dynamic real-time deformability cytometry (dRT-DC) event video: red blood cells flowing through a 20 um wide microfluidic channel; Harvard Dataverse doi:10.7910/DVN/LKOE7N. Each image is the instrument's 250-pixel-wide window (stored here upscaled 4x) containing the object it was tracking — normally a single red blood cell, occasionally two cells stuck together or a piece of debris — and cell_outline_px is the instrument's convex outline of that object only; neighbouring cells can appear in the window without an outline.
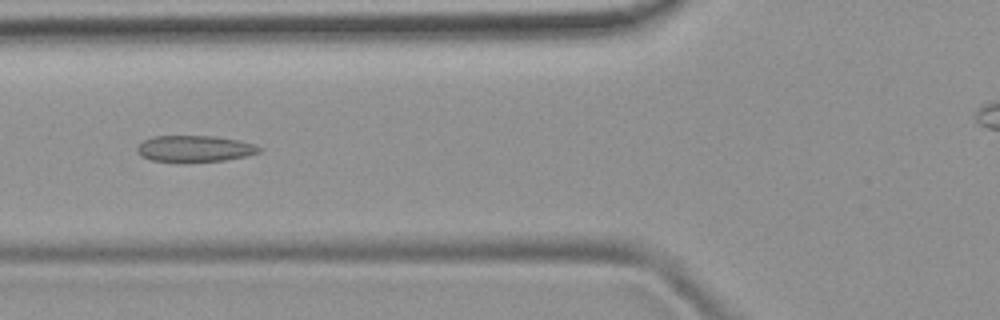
{"species": "common noctule bat (a hibernating species)", "species_latin": "Nyctalus noctula", "temperature_condition": "room temperature", "stored_images_in_passage": 37, "camera_frame_rate_fps": 3000, "um_per_image_px": 0.085, "animal": {"sex": "female", "body_mass_g": 19.9}, "frame": {"image": 1, "passage_image": 9, "time_ms": 2.667, "image_size_px": [1000, 320], "cell_outline_px": [[260, 152], [248, 156], [224, 160], [152, 160], [140, 156], [136, 148], [144, 140], [152, 136], [216, 136], [240, 140], [252, 144], [260, 148]], "centroid_in_image_um": [16.56, 12.6], "position_along_channel_um": 109.2, "area_um2": 18.21}}
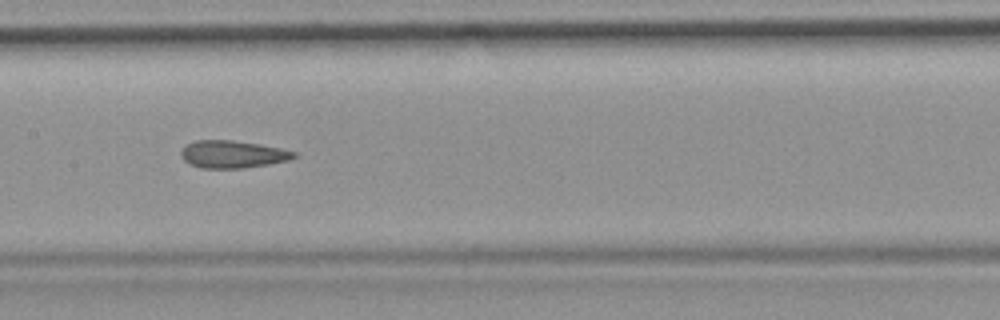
{"frame": {"image": 2, "passage_image": 15, "time_ms": 4.667, "image_size_px": [1000, 320], "cell_outline_px": [[296, 156], [288, 160], [268, 164], [244, 168], [200, 168], [188, 164], [180, 156], [180, 152], [184, 144], [196, 140], [232, 140], [260, 144], [280, 148], [296, 152]], "centroid_in_image_um": [19.71, 13.11], "position_along_channel_um": 187.7, "area_um2": 18.21}}
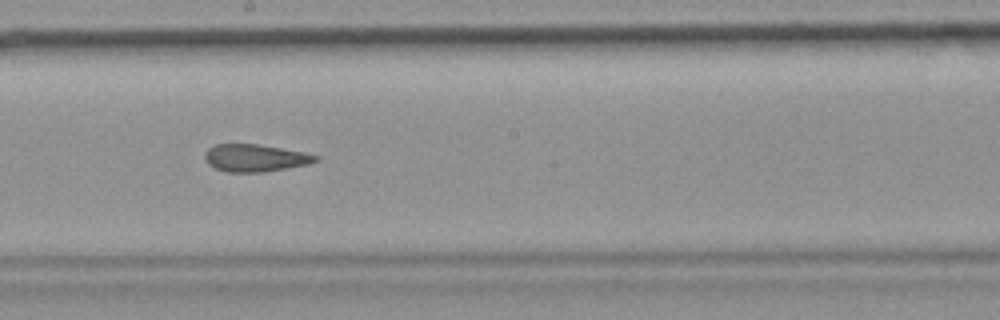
{"frame": {"image": 3, "passage_image": 18, "time_ms": 5.667, "image_size_px": [1000, 320], "cell_outline_px": [[320, 160], [308, 164], [264, 172], [228, 172], [216, 168], [208, 164], [204, 156], [204, 152], [208, 148], [216, 144], [256, 144], [304, 152], [320, 156]], "centroid_in_image_um": [21.69, 13.42], "position_along_channel_um": 226.5, "area_um2": 17.63}, "authors_computed_cell_mechanics": {"area_um2": 18.5538, "velocity_mm_per_s": 3.9113, "shape_relaxation_time_tau1_ms": null, "shape_relaxation_time_tau2_ms": 2.826, "deformation_change_tau1": null, "deformation_change_tau2": 0.0986}}